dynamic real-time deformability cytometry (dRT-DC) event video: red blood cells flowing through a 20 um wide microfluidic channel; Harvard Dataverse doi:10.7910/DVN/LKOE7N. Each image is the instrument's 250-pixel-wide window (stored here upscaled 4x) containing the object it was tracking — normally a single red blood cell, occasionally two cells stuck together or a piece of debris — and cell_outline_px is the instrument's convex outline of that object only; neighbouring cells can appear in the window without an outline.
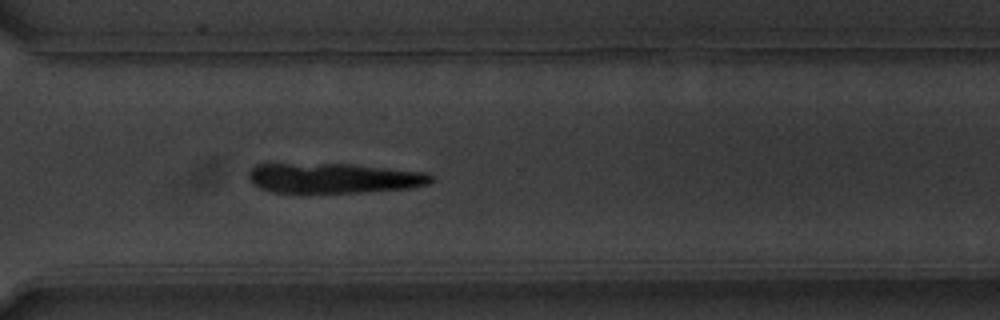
{"species": "common noctule bat (a hibernating species)", "species_latin": "Nyctalus noctula", "temperature_condition": "warm", "stored_images_in_passage": 41, "camera_frame_rate_fps": 3000, "um_per_image_px": 0.085, "animal": {"sex": "male", "body_mass_g": 20.1, "forearm_length_mm": 53.5}, "frame": {"image": 1, "passage_image": 27, "time_ms": 8.667, "image_size_px": [1000, 320], "cell_outline_px": [[432, 180], [428, 184], [408, 188], [360, 192], [272, 192], [260, 188], [248, 176], [248, 172], [256, 164], [352, 164], [428, 172], [432, 176]], "centroid_in_image_um": [28.4, 15.13], "position_along_channel_um": 342.2, "area_um2": 31.62}}
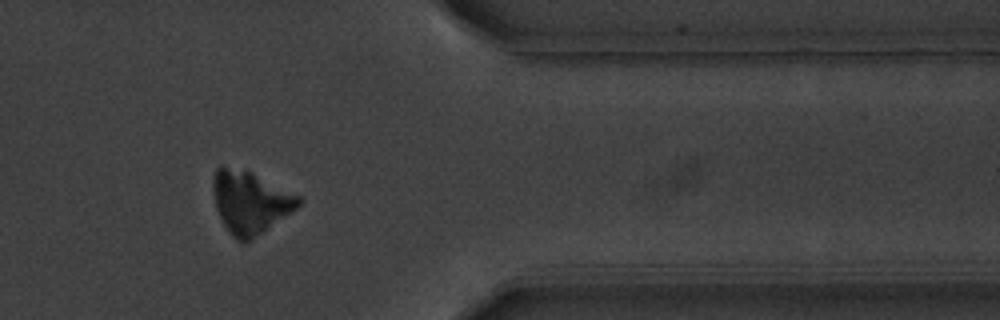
{"frame": {"image": 2, "passage_image": 32, "time_ms": 10.333, "image_size_px": [1000, 320], "cell_outline_px": [[304, 200], [292, 212], [248, 244], [244, 244], [236, 240], [232, 236], [224, 224], [216, 208], [212, 192], [212, 180], [216, 168], [220, 164], [252, 172], [300, 196]], "centroid_in_image_um": [21.25, 17.21], "position_along_channel_um": 390.1, "area_um2": 31.62}}
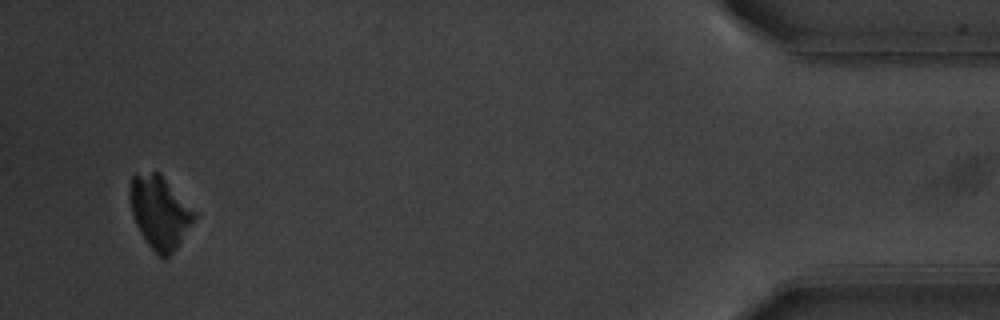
{"frame": {"image": 3, "passage_image": 39, "time_ms": 12.667, "image_size_px": [1000, 320], "cell_outline_px": [[200, 212], [176, 248], [164, 260], [148, 244], [140, 232], [136, 224], [132, 212], [128, 196], [128, 192], [132, 176], [152, 172], [156, 172]], "centroid_in_image_um": [13.61, 18.05], "position_along_channel_um": 421.6, "area_um2": 27.11}}